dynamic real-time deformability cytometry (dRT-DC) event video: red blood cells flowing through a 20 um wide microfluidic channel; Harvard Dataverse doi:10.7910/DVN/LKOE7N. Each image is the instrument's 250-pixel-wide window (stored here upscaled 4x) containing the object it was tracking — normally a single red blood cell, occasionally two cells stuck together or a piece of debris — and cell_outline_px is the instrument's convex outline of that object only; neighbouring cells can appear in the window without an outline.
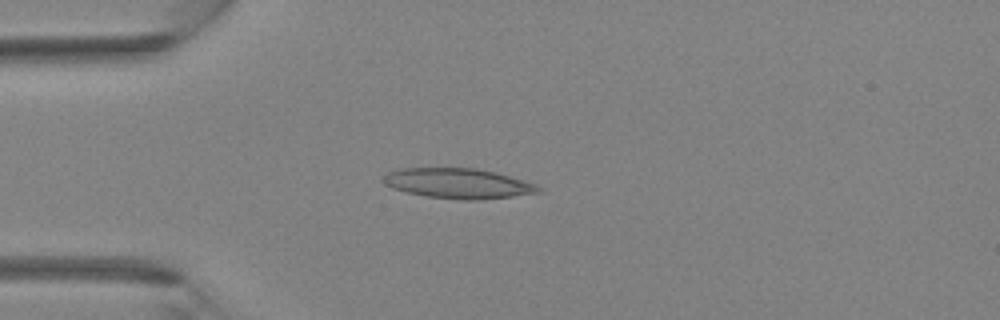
{"species": "Egyptian fruit bat (a non-hibernating species)", "species_latin": "Rousettus aegyptiacus", "temperature_condition": "room temperature", "stored_images_in_passage": 31, "camera_frame_rate_fps": 3000, "um_per_image_px": 0.085, "animal": {"sex": "female"}, "frame": {"image": 1, "passage_image": 1, "time_ms": 0.0, "image_size_px": [1000, 320], "cell_outline_px": [[544, 192], [512, 196], [476, 200], [460, 200], [428, 196], [408, 192], [392, 188], [384, 184], [380, 180], [388, 172], [400, 168], [476, 168], [496, 172], [536, 184]], "centroid_in_image_um": [38.93, 15.58], "position_along_channel_um": 46.1, "area_um2": 27.22}}
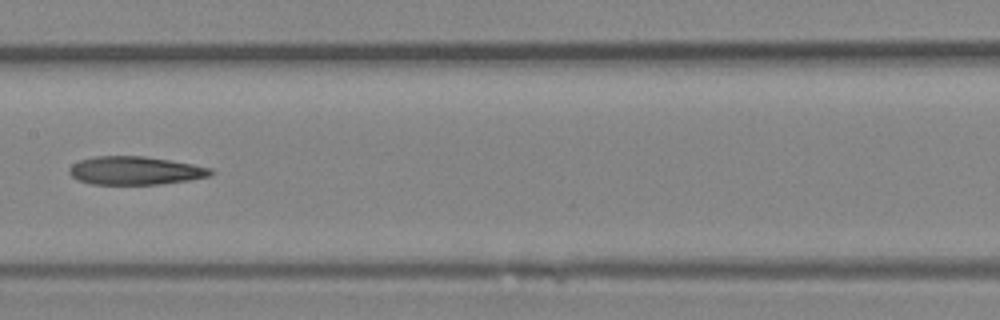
{"frame": {"image": 2, "passage_image": 11, "time_ms": 3.333, "image_size_px": [1000, 320], "cell_outline_px": [[216, 172], [208, 176], [188, 180], [160, 184], [92, 184], [76, 180], [68, 172], [68, 168], [72, 164], [80, 160], [96, 156], [144, 156], [192, 164], [212, 168]], "centroid_in_image_um": [11.47, 14.5], "position_along_channel_um": 195.9, "area_um2": 23.29}}
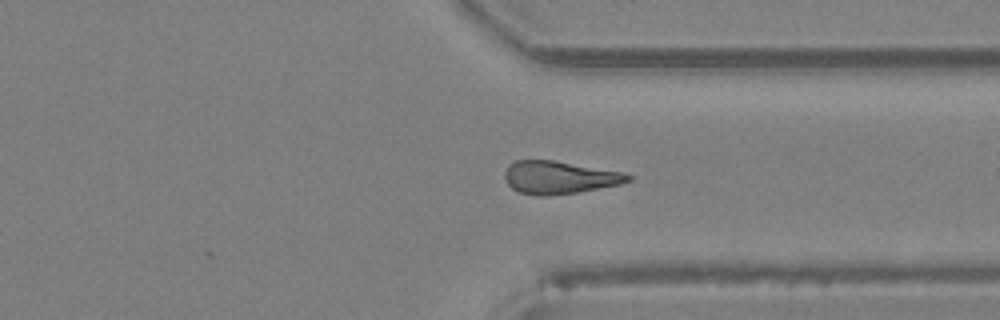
{"frame": {"image": 3, "passage_image": 21, "time_ms": 6.667, "image_size_px": [1000, 320], "cell_outline_px": [[632, 180], [620, 184], [576, 192], [548, 196], [536, 196], [520, 192], [512, 188], [504, 180], [504, 172], [508, 164], [516, 160], [552, 160], [624, 172], [632, 176]], "centroid_in_image_um": [47.51, 15.08], "position_along_channel_um": 363.9, "area_um2": 23.58}}